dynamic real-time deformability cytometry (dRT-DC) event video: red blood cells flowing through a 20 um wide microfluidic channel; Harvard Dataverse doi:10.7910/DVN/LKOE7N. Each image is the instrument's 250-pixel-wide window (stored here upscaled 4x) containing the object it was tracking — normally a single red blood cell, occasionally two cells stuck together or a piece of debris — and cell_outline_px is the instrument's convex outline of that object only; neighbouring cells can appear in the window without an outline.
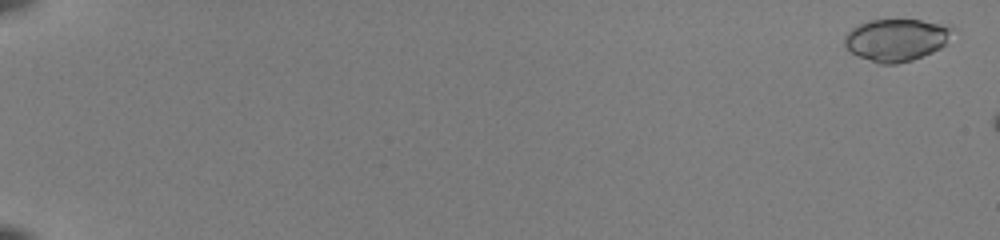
{"species": "common noctule bat (a hibernating species)", "species_latin": "Nyctalus noctula", "temperature_condition": "room temperature", "stored_images_in_passage": 8, "camera_frame_rate_fps": 3000, "um_per_image_px": 0.085, "animal": {"sex": "female", "body_mass_g": 22.0, "forearm_length_mm": 56.7}, "frame": {"image": 1, "passage_image": 2, "time_ms": 0.333, "image_size_px": [1000, 240], "cell_outline_px": [[956, 28], [944, 44], [940, 48], [932, 52], [912, 60], [896, 64], [880, 64], [856, 56], [844, 44], [844, 36], [852, 28], [868, 20], [920, 20], [940, 24]], "centroid_in_image_um": [76.17, 3.39], "position_along_channel_um": 8.8, "area_um2": 26.41}}